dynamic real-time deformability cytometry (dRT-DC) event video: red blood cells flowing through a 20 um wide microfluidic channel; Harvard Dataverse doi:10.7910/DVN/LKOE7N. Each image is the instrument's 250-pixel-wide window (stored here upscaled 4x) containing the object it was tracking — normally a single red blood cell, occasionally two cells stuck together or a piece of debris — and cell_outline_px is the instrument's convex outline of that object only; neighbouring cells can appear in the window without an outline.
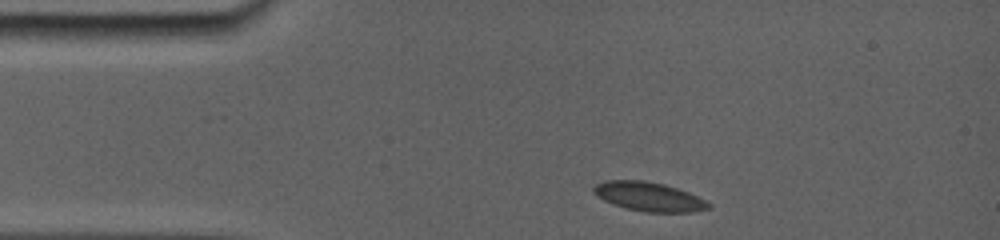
{"species": "common noctule bat (a hibernating species)", "species_latin": "Nyctalus noctula", "temperature_condition": "room temperature", "stored_images_in_passage": 14, "camera_frame_rate_fps": 5000, "um_per_image_px": 0.085, "animal": {"sex": "female", "body_mass_g": 19.0, "forearm_length_mm": 56.7}, "frame": {"image": 1, "passage_image": 1, "time_ms": 0.0, "image_size_px": [1000, 240], "cell_outline_px": [[712, 208], [692, 212], [644, 212], [624, 208], [612, 204], [596, 196], [592, 192], [592, 188], [596, 184], [604, 180], [644, 180], [664, 184], [688, 192], [712, 204]], "centroid_in_image_um": [55.12, 16.72], "position_along_channel_um": 29.9, "area_um2": 19.65}}
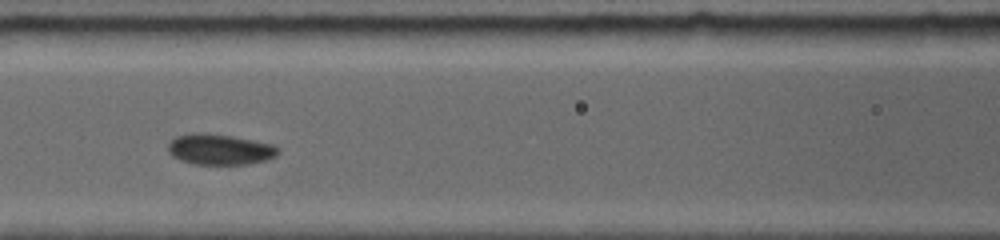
{"frame": {"image": 2, "passage_image": 9, "time_ms": 4.2, "image_size_px": [1000, 240], "cell_outline_px": [[280, 152], [276, 156], [268, 160], [244, 164], [196, 164], [180, 160], [172, 156], [168, 152], [168, 144], [176, 136], [228, 136], [268, 144], [276, 148]], "centroid_in_image_um": [18.69, 12.77], "position_along_channel_um": 147.9, "area_um2": 18.44}}
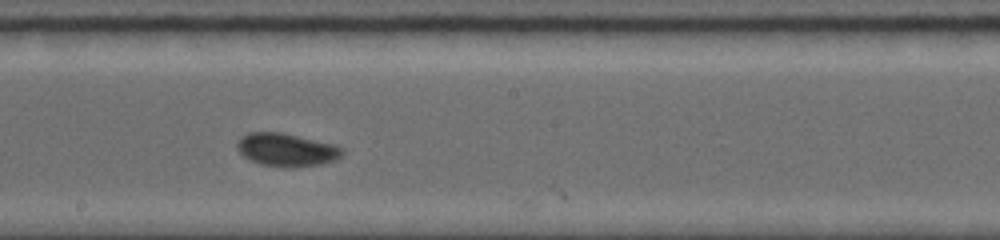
{"frame": {"image": 3, "passage_image": 13, "time_ms": 6.2, "image_size_px": [1000, 240], "cell_outline_px": [[344, 152], [336, 160], [320, 164], [260, 164], [248, 160], [236, 148], [236, 140], [248, 132], [280, 132], [336, 144], [344, 148]], "centroid_in_image_um": [24.33, 12.67], "position_along_channel_um": 223.9, "area_um2": 19.65}}